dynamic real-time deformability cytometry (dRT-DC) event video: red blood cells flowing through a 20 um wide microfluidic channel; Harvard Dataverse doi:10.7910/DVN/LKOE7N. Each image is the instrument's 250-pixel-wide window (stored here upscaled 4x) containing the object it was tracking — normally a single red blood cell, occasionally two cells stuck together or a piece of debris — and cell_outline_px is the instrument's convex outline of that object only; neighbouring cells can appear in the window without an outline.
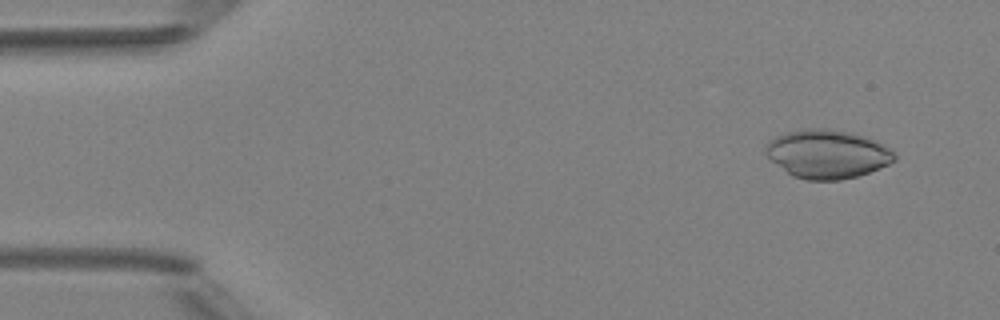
{"species": "Egyptian fruit bat (a non-hibernating species)", "species_latin": "Rousettus aegyptiacus", "temperature_condition": "room temperature", "stored_images_in_passage": 4, "camera_frame_rate_fps": 3000, "um_per_image_px": 0.085, "animal": {"sex": "female"}, "frame": {"image": 1, "passage_image": 1, "time_ms": 0.0, "image_size_px": [1000, 320], "cell_outline_px": [[896, 160], [880, 168], [856, 176], [840, 180], [808, 180], [792, 176], [772, 160], [764, 152], [764, 148], [768, 140], [776, 136], [788, 132], [808, 128], [820, 128], [852, 132], [876, 140], [892, 148], [896, 152]], "centroid_in_image_um": [70.35, 13.08], "position_along_channel_um": 14.6, "area_um2": 36.59}}